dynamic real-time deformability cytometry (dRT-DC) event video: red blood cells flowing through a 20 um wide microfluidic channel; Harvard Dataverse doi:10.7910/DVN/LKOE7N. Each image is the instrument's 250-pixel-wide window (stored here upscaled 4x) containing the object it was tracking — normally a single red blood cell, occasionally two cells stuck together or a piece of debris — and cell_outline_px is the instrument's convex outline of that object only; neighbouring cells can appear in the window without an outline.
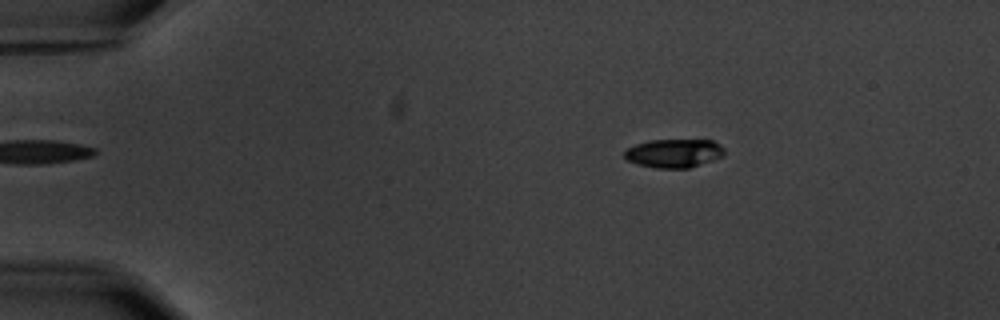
{"species": "common noctule bat (a hibernating species)", "species_latin": "Nyctalus noctula", "temperature_condition": "warm", "stored_images_in_passage": 4, "camera_frame_rate_fps": 3000, "um_per_image_px": 0.085, "animal": {"sex": "male", "body_mass_g": 20.1, "forearm_length_mm": 53.5}, "frame": {"image": 1, "passage_image": 2, "time_ms": 1.0, "image_size_px": [1000, 320], "cell_outline_px": [[724, 156], [688, 168], [656, 168], [636, 164], [628, 160], [624, 156], [624, 152], [628, 148], [636, 144], [648, 140], [712, 140], [720, 144], [724, 148]], "centroid_in_image_um": [57.29, 13.02], "position_along_channel_um": 27.7, "area_um2": 16.65}}